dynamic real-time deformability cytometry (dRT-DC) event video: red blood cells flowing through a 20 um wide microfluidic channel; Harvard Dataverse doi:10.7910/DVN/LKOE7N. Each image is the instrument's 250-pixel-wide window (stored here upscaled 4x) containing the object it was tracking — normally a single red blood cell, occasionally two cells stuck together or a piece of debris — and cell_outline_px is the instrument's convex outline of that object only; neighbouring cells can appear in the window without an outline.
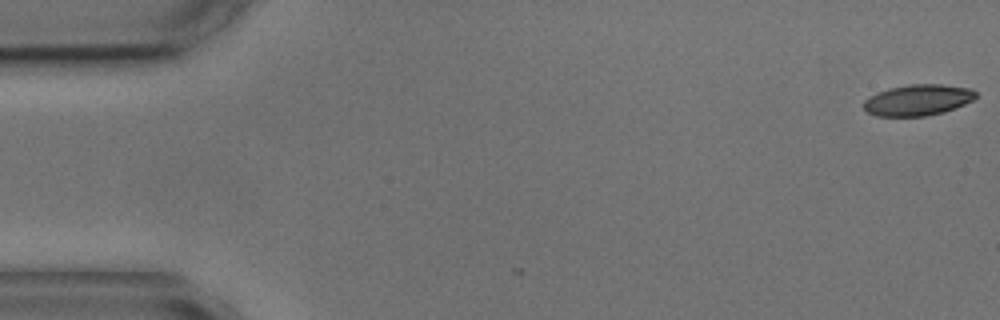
{"species": "common noctule bat (a hibernating species)", "species_latin": "Nyctalus noctula", "temperature_condition": "cold", "stored_images_in_passage": 5, "camera_frame_rate_fps": 3000, "um_per_image_px": 0.085, "animal": {"sex": "male", "body_mass_g": 17.9, "forearm_length_mm": 54.2}, "frame": {"image": 1, "passage_image": 1, "time_ms": 0.0, "image_size_px": [1000, 320], "cell_outline_px": [[976, 96], [972, 100], [964, 104], [944, 112], [924, 116], [876, 116], [868, 112], [864, 108], [864, 100], [876, 92], [888, 88], [908, 84], [940, 84], [972, 88], [976, 92]], "centroid_in_image_um": [78.01, 8.49], "position_along_channel_um": 7.0, "area_um2": 20.35}}
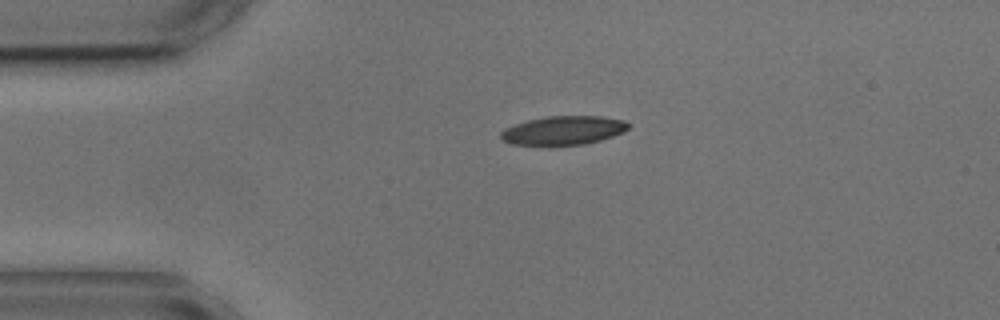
{"frame": {"image": 2, "passage_image": 4, "time_ms": 3.667, "image_size_px": [1000, 320], "cell_outline_px": [[628, 128], [612, 136], [600, 140], [584, 144], [548, 148], [512, 144], [500, 140], [500, 132], [504, 128], [528, 120], [548, 116], [604, 116], [624, 120], [628, 124]], "centroid_in_image_um": [47.79, 11.13], "position_along_channel_um": 37.2, "area_um2": 22.08}}